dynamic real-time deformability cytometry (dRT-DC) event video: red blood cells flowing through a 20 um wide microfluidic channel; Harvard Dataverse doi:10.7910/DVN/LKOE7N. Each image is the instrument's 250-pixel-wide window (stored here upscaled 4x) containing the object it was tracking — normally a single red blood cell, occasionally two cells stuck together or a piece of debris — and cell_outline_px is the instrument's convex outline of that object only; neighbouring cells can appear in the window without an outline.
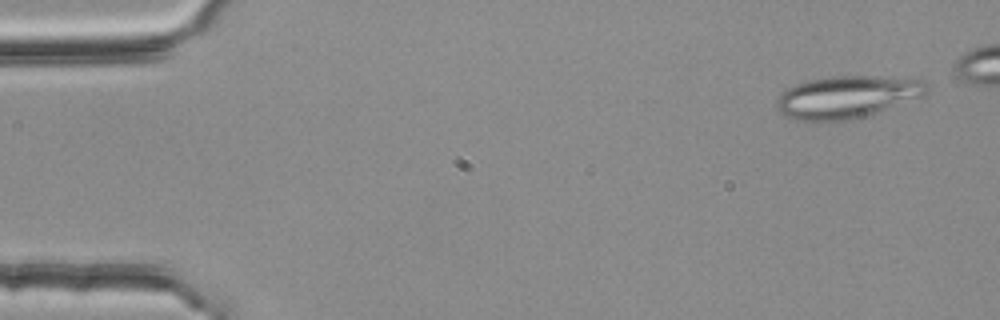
{"species": "common noctule bat (a hibernating species)", "species_latin": "Nyctalus noctula", "temperature_condition": "room temperature", "stored_images_in_passage": 48, "segment_of_instrument_passage": [1, 2], "camera_frame_rate_fps": 3000, "um_per_image_px": 0.085, "animal": {"sex": "female", "body_mass_g": 25.1}, "frame": {"image": 1, "passage_image": 3, "time_ms": 0.667, "image_size_px": [1000, 320], "cell_outline_px": [[928, 88], [924, 96], [848, 120], [796, 120], [784, 116], [776, 108], [776, 100], [788, 88], [804, 80], [832, 76], [876, 76], [924, 80], [928, 84]], "centroid_in_image_um": [71.97, 8.22], "position_along_channel_um": 13.0, "area_um2": 36.53}}